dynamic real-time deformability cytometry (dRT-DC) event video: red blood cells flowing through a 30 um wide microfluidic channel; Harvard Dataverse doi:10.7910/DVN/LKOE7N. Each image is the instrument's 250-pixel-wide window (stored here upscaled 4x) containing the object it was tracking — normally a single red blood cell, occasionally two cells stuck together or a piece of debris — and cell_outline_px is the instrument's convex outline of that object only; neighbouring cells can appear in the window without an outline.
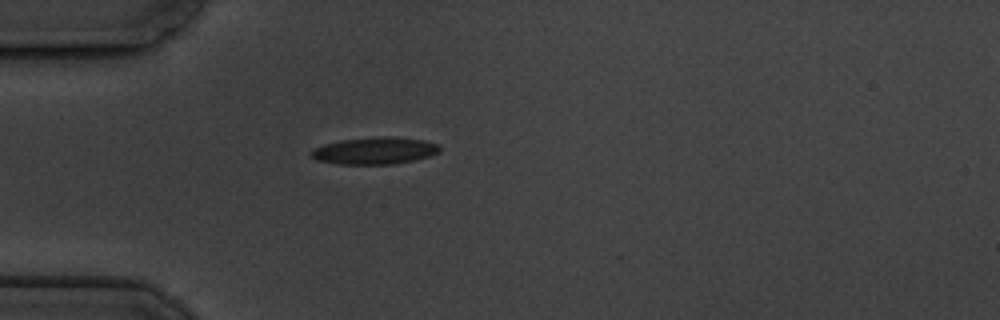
{"species": "common noctule bat (a hibernating species)", "species_latin": "Nyctalus noctula", "temperature_condition": "cold", "stored_images_in_passage": 5, "camera_frame_rate_fps": 3000, "um_per_image_px": 0.085, "animal": {"sex": "male", "body_mass_g": 19.5, "forearm_length_mm": 54.6}, "frame": {"image": 1, "passage_image": 5, "time_ms": 4.667, "image_size_px": [1000, 320], "cell_outline_px": [[440, 152], [432, 156], [392, 164], [336, 164], [316, 160], [308, 152], [324, 144], [340, 140], [424, 140], [440, 144]], "centroid_in_image_um": [31.82, 12.88], "position_along_channel_um": 53.2, "area_um2": 19.02}}